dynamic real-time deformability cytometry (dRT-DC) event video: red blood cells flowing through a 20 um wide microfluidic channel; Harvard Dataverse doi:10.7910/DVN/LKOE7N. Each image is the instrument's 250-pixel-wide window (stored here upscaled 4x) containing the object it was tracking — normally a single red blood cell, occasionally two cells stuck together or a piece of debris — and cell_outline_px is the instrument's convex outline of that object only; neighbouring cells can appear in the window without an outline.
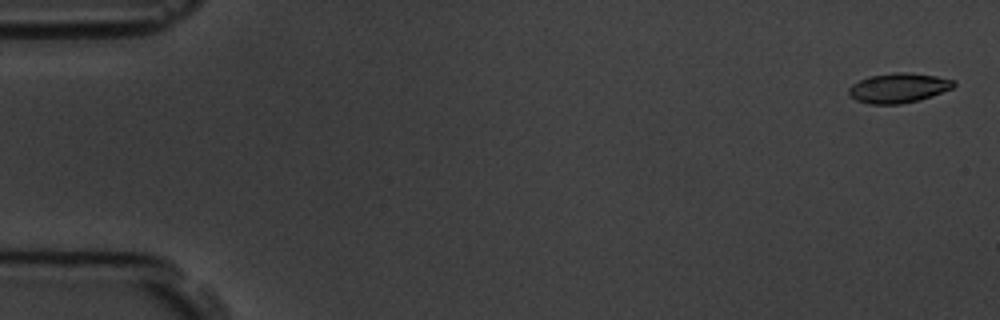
{"species": "common noctule bat (a hibernating species)", "species_latin": "Nyctalus noctula", "temperature_condition": "room temperature", "stored_images_in_passage": 5, "camera_frame_rate_fps": 3000, "um_per_image_px": 0.085, "animal": {"sex": "male", "body_mass_g": 19.5, "forearm_length_mm": 54.6}, "frame": {"image": 1, "passage_image": 1, "time_ms": 0.0, "image_size_px": [1000, 320], "cell_outline_px": [[956, 84], [952, 88], [920, 100], [900, 104], [868, 104], [856, 100], [848, 96], [848, 88], [852, 84], [868, 76], [892, 72], [908, 72], [936, 76], [956, 80]], "centroid_in_image_um": [76.34, 7.47], "position_along_channel_um": 8.7, "area_um2": 18.38}}
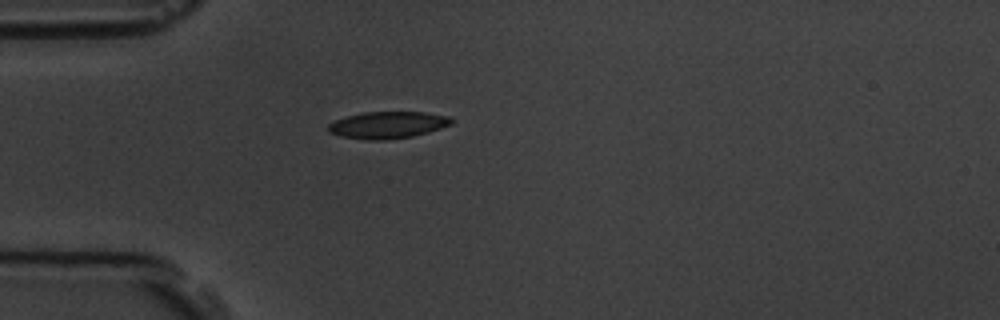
{"frame": {"image": 2, "passage_image": 5, "time_ms": 4.667, "image_size_px": [1000, 320], "cell_outline_px": [[456, 120], [452, 124], [428, 132], [412, 136], [384, 140], [364, 140], [340, 136], [328, 132], [328, 124], [336, 120], [348, 116], [364, 112], [424, 112], [448, 116]], "centroid_in_image_um": [32.96, 10.62], "position_along_channel_um": 52.0, "area_um2": 19.31}}